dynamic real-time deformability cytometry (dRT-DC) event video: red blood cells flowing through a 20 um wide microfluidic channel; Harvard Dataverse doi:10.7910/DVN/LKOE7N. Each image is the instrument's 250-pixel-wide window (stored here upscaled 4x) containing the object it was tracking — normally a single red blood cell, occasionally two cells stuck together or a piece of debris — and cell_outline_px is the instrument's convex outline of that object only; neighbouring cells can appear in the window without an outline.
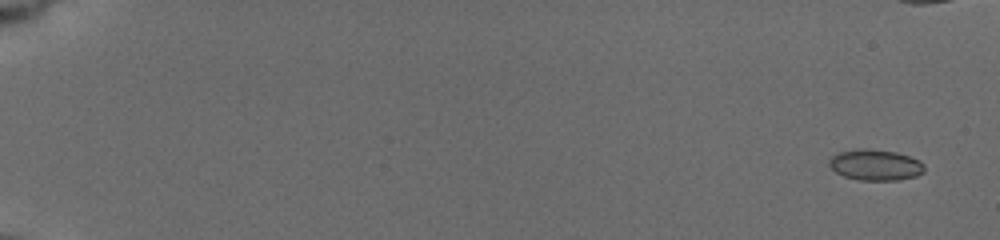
{"species": "common noctule bat (a hibernating species)", "species_latin": "Nyctalus noctula", "temperature_condition": "cold", "stored_images_in_passage": 34, "camera_frame_rate_fps": 3000, "um_per_image_px": 0.085, "animal": {"sex": "female", "body_mass_g": 19.5, "forearm_length_mm": 54.1}, "frame": {"image": 1, "passage_image": 2, "time_ms": 0.667, "image_size_px": [1000, 240], "cell_outline_px": [[924, 172], [916, 176], [896, 180], [860, 180], [844, 176], [836, 172], [828, 164], [828, 160], [832, 156], [840, 152], [860, 148], [864, 148], [896, 152], [920, 160], [924, 164]], "centroid_in_image_um": [74.41, 14.02], "position_along_channel_um": 10.6, "area_um2": 17.11}}
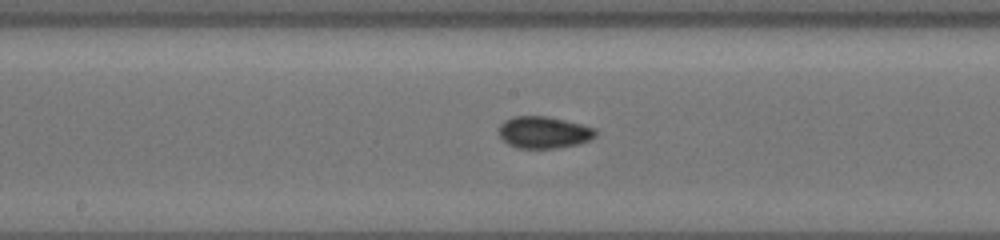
{"frame": {"image": 2, "passage_image": 27, "time_ms": 10.667, "image_size_px": [1000, 240], "cell_outline_px": [[596, 136], [588, 140], [576, 144], [556, 148], [516, 148], [508, 144], [500, 136], [500, 124], [504, 120], [512, 116], [548, 116], [596, 128]], "centroid_in_image_um": [46.21, 11.24], "position_along_channel_um": 202.0, "area_um2": 17.86}}
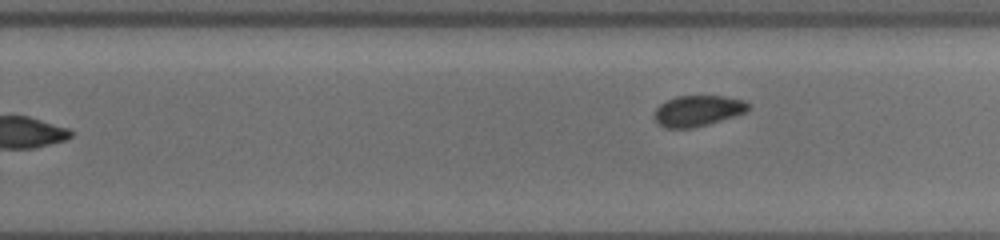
{"frame": {"image": 3, "passage_image": 34, "time_ms": 14.0, "image_size_px": [1000, 240], "cell_outline_px": [[752, 104], [748, 112], [708, 124], [692, 128], [664, 128], [656, 124], [652, 116], [656, 108], [660, 104], [676, 96], [724, 96], [744, 100]], "centroid_in_image_um": [59.31, 9.42], "position_along_channel_um": 270.5, "area_um2": 17.22}}